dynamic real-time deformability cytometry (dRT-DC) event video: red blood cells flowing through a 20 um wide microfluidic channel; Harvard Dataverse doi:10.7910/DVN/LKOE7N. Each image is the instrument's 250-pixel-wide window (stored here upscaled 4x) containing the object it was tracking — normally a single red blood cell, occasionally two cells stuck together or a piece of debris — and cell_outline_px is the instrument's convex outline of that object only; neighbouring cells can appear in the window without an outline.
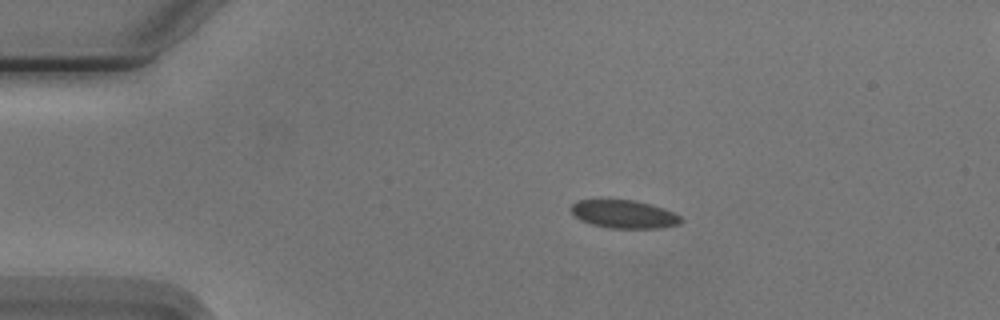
{"species": "Egyptian fruit bat (a non-hibernating species)", "species_latin": "Rousettus aegyptiacus", "temperature_condition": "cold", "stored_images_in_passage": 39, "camera_frame_rate_fps": 3000, "um_per_image_px": 0.085, "animal": {"sex": "male"}, "frame": {"image": 1, "passage_image": 1, "time_ms": 0.0, "image_size_px": [1000, 320], "cell_outline_px": [[684, 220], [680, 224], [660, 228], [608, 228], [592, 224], [580, 220], [568, 208], [576, 200], [636, 200], [664, 208], [680, 216]], "centroid_in_image_um": [53.04, 18.2], "position_along_channel_um": 32.0, "area_um2": 18.09}}
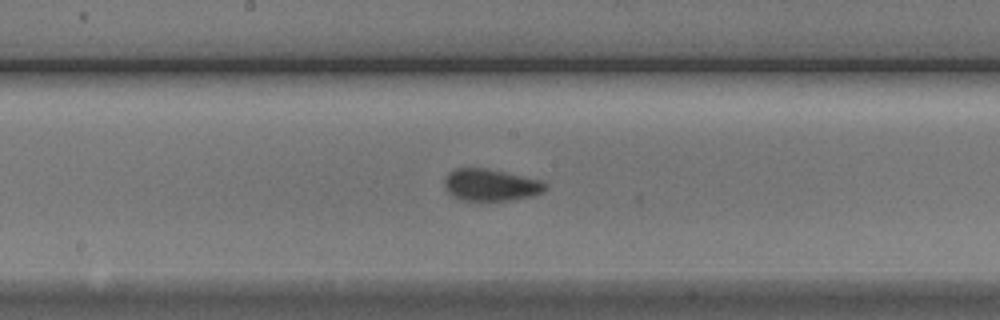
{"frame": {"image": 2, "passage_image": 19, "time_ms": 6.0, "image_size_px": [1000, 320], "cell_outline_px": [[548, 188], [532, 196], [508, 200], [460, 200], [452, 196], [444, 188], [444, 176], [448, 172], [456, 168], [488, 168], [540, 180], [548, 184]], "centroid_in_image_um": [41.67, 15.71], "position_along_channel_um": 206.5, "area_um2": 18.84}}
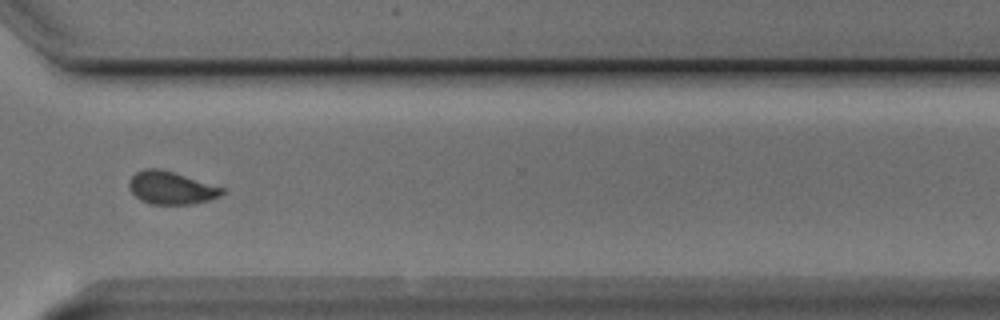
{"frame": {"image": 3, "passage_image": 31, "time_ms": 10.0, "image_size_px": [1000, 320], "cell_outline_px": [[224, 192], [220, 196], [208, 200], [192, 204], [152, 204], [140, 200], [128, 188], [128, 180], [136, 172], [144, 168], [160, 168], [224, 188]], "centroid_in_image_um": [14.5, 15.96], "position_along_channel_um": 356.1, "area_um2": 17.69}, "authors_computed_cell_mechanics": {"area_um2": 18.2648, "velocity_mm_per_s": 3.7371, "shape_relaxation_time_tau1_ms": 4.702, "shape_relaxation_time_tau2_ms": null, "deformation_change_tau1": 0.1072, "deformation_change_tau2": null}}